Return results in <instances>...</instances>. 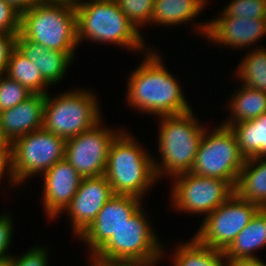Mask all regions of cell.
Wrapping results in <instances>:
<instances>
[{"instance_id":"1","label":"cell","mask_w":266,"mask_h":266,"mask_svg":"<svg viewBox=\"0 0 266 266\" xmlns=\"http://www.w3.org/2000/svg\"><path fill=\"white\" fill-rule=\"evenodd\" d=\"M144 54L142 64L131 72L128 80V104L158 118L191 111L179 82L164 67L158 51L151 49Z\"/></svg>"},{"instance_id":"2","label":"cell","mask_w":266,"mask_h":266,"mask_svg":"<svg viewBox=\"0 0 266 266\" xmlns=\"http://www.w3.org/2000/svg\"><path fill=\"white\" fill-rule=\"evenodd\" d=\"M144 212V213H143ZM140 208L91 256V266H155L163 259L155 231ZM163 254V255H162ZM161 257V258H160Z\"/></svg>"},{"instance_id":"3","label":"cell","mask_w":266,"mask_h":266,"mask_svg":"<svg viewBox=\"0 0 266 266\" xmlns=\"http://www.w3.org/2000/svg\"><path fill=\"white\" fill-rule=\"evenodd\" d=\"M78 44L83 39L111 42L137 52L147 50L143 36L114 0L75 2ZM141 49V50H140Z\"/></svg>"},{"instance_id":"4","label":"cell","mask_w":266,"mask_h":266,"mask_svg":"<svg viewBox=\"0 0 266 266\" xmlns=\"http://www.w3.org/2000/svg\"><path fill=\"white\" fill-rule=\"evenodd\" d=\"M121 132L112 141L104 176L114 195H130L143 199L147 189L158 181L154 160L133 135ZM137 142V143H136Z\"/></svg>"},{"instance_id":"5","label":"cell","mask_w":266,"mask_h":266,"mask_svg":"<svg viewBox=\"0 0 266 266\" xmlns=\"http://www.w3.org/2000/svg\"><path fill=\"white\" fill-rule=\"evenodd\" d=\"M20 33L47 49L75 52L78 46L75 3L37 2L21 14Z\"/></svg>"},{"instance_id":"6","label":"cell","mask_w":266,"mask_h":266,"mask_svg":"<svg viewBox=\"0 0 266 266\" xmlns=\"http://www.w3.org/2000/svg\"><path fill=\"white\" fill-rule=\"evenodd\" d=\"M194 116L191 110L179 115L160 117L158 148L161 163L154 159L157 178L166 173L174 177L192 170L206 128L200 126Z\"/></svg>"},{"instance_id":"7","label":"cell","mask_w":266,"mask_h":266,"mask_svg":"<svg viewBox=\"0 0 266 266\" xmlns=\"http://www.w3.org/2000/svg\"><path fill=\"white\" fill-rule=\"evenodd\" d=\"M93 94L81 88L55 98L47 93L42 128L66 140L90 130L102 121L98 100Z\"/></svg>"},{"instance_id":"8","label":"cell","mask_w":266,"mask_h":266,"mask_svg":"<svg viewBox=\"0 0 266 266\" xmlns=\"http://www.w3.org/2000/svg\"><path fill=\"white\" fill-rule=\"evenodd\" d=\"M204 133L197 149L195 163L190 172L228 181L233 187L246 158L242 155L235 133L220 124L209 134Z\"/></svg>"},{"instance_id":"9","label":"cell","mask_w":266,"mask_h":266,"mask_svg":"<svg viewBox=\"0 0 266 266\" xmlns=\"http://www.w3.org/2000/svg\"><path fill=\"white\" fill-rule=\"evenodd\" d=\"M11 147L14 179L22 185L29 177L43 174L65 158L66 139L42 128L19 137Z\"/></svg>"},{"instance_id":"10","label":"cell","mask_w":266,"mask_h":266,"mask_svg":"<svg viewBox=\"0 0 266 266\" xmlns=\"http://www.w3.org/2000/svg\"><path fill=\"white\" fill-rule=\"evenodd\" d=\"M259 209L234 193L204 218L194 237L203 245L225 251Z\"/></svg>"},{"instance_id":"11","label":"cell","mask_w":266,"mask_h":266,"mask_svg":"<svg viewBox=\"0 0 266 266\" xmlns=\"http://www.w3.org/2000/svg\"><path fill=\"white\" fill-rule=\"evenodd\" d=\"M172 206L178 211L208 216L234 194V187L225 180L185 172L174 177Z\"/></svg>"},{"instance_id":"12","label":"cell","mask_w":266,"mask_h":266,"mask_svg":"<svg viewBox=\"0 0 266 266\" xmlns=\"http://www.w3.org/2000/svg\"><path fill=\"white\" fill-rule=\"evenodd\" d=\"M101 121L90 130L66 140L65 158L82 178L105 174L109 148L121 132L103 128Z\"/></svg>"},{"instance_id":"13","label":"cell","mask_w":266,"mask_h":266,"mask_svg":"<svg viewBox=\"0 0 266 266\" xmlns=\"http://www.w3.org/2000/svg\"><path fill=\"white\" fill-rule=\"evenodd\" d=\"M142 200L130 195H114L99 211L92 224L79 236L94 255L141 207Z\"/></svg>"},{"instance_id":"14","label":"cell","mask_w":266,"mask_h":266,"mask_svg":"<svg viewBox=\"0 0 266 266\" xmlns=\"http://www.w3.org/2000/svg\"><path fill=\"white\" fill-rule=\"evenodd\" d=\"M113 196L112 187L104 175L82 178L76 194L63 211L70 215L74 235L79 237Z\"/></svg>"},{"instance_id":"15","label":"cell","mask_w":266,"mask_h":266,"mask_svg":"<svg viewBox=\"0 0 266 266\" xmlns=\"http://www.w3.org/2000/svg\"><path fill=\"white\" fill-rule=\"evenodd\" d=\"M218 18L195 26L207 39L220 45L234 49L247 47L263 38L266 34V19L240 18L225 15L223 12Z\"/></svg>"},{"instance_id":"16","label":"cell","mask_w":266,"mask_h":266,"mask_svg":"<svg viewBox=\"0 0 266 266\" xmlns=\"http://www.w3.org/2000/svg\"><path fill=\"white\" fill-rule=\"evenodd\" d=\"M42 175L45 212L49 219L56 218L76 194L82 177L66 159L58 161Z\"/></svg>"},{"instance_id":"17","label":"cell","mask_w":266,"mask_h":266,"mask_svg":"<svg viewBox=\"0 0 266 266\" xmlns=\"http://www.w3.org/2000/svg\"><path fill=\"white\" fill-rule=\"evenodd\" d=\"M45 100V94H32L16 106L0 112V129L9 143L42 129Z\"/></svg>"},{"instance_id":"18","label":"cell","mask_w":266,"mask_h":266,"mask_svg":"<svg viewBox=\"0 0 266 266\" xmlns=\"http://www.w3.org/2000/svg\"><path fill=\"white\" fill-rule=\"evenodd\" d=\"M16 48L38 66L43 79L50 85L60 82L75 52L50 50L25 38L20 32L16 36Z\"/></svg>"},{"instance_id":"19","label":"cell","mask_w":266,"mask_h":266,"mask_svg":"<svg viewBox=\"0 0 266 266\" xmlns=\"http://www.w3.org/2000/svg\"><path fill=\"white\" fill-rule=\"evenodd\" d=\"M234 193L260 208H266V158H248L240 170Z\"/></svg>"},{"instance_id":"20","label":"cell","mask_w":266,"mask_h":266,"mask_svg":"<svg viewBox=\"0 0 266 266\" xmlns=\"http://www.w3.org/2000/svg\"><path fill=\"white\" fill-rule=\"evenodd\" d=\"M266 246V208H260L224 251L227 260L258 258L253 252Z\"/></svg>"},{"instance_id":"21","label":"cell","mask_w":266,"mask_h":266,"mask_svg":"<svg viewBox=\"0 0 266 266\" xmlns=\"http://www.w3.org/2000/svg\"><path fill=\"white\" fill-rule=\"evenodd\" d=\"M207 0H154L151 24L175 26L190 22L207 6Z\"/></svg>"},{"instance_id":"22","label":"cell","mask_w":266,"mask_h":266,"mask_svg":"<svg viewBox=\"0 0 266 266\" xmlns=\"http://www.w3.org/2000/svg\"><path fill=\"white\" fill-rule=\"evenodd\" d=\"M229 101L231 118L221 124L230 128L239 122L256 119L266 111V93L245 85L238 88Z\"/></svg>"},{"instance_id":"23","label":"cell","mask_w":266,"mask_h":266,"mask_svg":"<svg viewBox=\"0 0 266 266\" xmlns=\"http://www.w3.org/2000/svg\"><path fill=\"white\" fill-rule=\"evenodd\" d=\"M231 129L246 159L266 158V111L256 119L234 124Z\"/></svg>"},{"instance_id":"24","label":"cell","mask_w":266,"mask_h":266,"mask_svg":"<svg viewBox=\"0 0 266 266\" xmlns=\"http://www.w3.org/2000/svg\"><path fill=\"white\" fill-rule=\"evenodd\" d=\"M5 75L19 82L33 94H47L49 84L43 79L37 65L32 63L16 47L12 50Z\"/></svg>"},{"instance_id":"25","label":"cell","mask_w":266,"mask_h":266,"mask_svg":"<svg viewBox=\"0 0 266 266\" xmlns=\"http://www.w3.org/2000/svg\"><path fill=\"white\" fill-rule=\"evenodd\" d=\"M174 254L173 266H226L227 263L224 251L203 245L195 237L189 243L179 244Z\"/></svg>"},{"instance_id":"26","label":"cell","mask_w":266,"mask_h":266,"mask_svg":"<svg viewBox=\"0 0 266 266\" xmlns=\"http://www.w3.org/2000/svg\"><path fill=\"white\" fill-rule=\"evenodd\" d=\"M237 74L243 85L266 93V49L259 48L245 55Z\"/></svg>"},{"instance_id":"27","label":"cell","mask_w":266,"mask_h":266,"mask_svg":"<svg viewBox=\"0 0 266 266\" xmlns=\"http://www.w3.org/2000/svg\"><path fill=\"white\" fill-rule=\"evenodd\" d=\"M128 20L139 30V26L150 24L154 0H114ZM146 23V24H145Z\"/></svg>"},{"instance_id":"28","label":"cell","mask_w":266,"mask_h":266,"mask_svg":"<svg viewBox=\"0 0 266 266\" xmlns=\"http://www.w3.org/2000/svg\"><path fill=\"white\" fill-rule=\"evenodd\" d=\"M32 94V92L19 82L9 78L5 74L0 75V112L16 106Z\"/></svg>"},{"instance_id":"29","label":"cell","mask_w":266,"mask_h":266,"mask_svg":"<svg viewBox=\"0 0 266 266\" xmlns=\"http://www.w3.org/2000/svg\"><path fill=\"white\" fill-rule=\"evenodd\" d=\"M222 12L231 17L266 19V0H233Z\"/></svg>"},{"instance_id":"30","label":"cell","mask_w":266,"mask_h":266,"mask_svg":"<svg viewBox=\"0 0 266 266\" xmlns=\"http://www.w3.org/2000/svg\"><path fill=\"white\" fill-rule=\"evenodd\" d=\"M21 14L5 0H0V33L18 34Z\"/></svg>"},{"instance_id":"31","label":"cell","mask_w":266,"mask_h":266,"mask_svg":"<svg viewBox=\"0 0 266 266\" xmlns=\"http://www.w3.org/2000/svg\"><path fill=\"white\" fill-rule=\"evenodd\" d=\"M47 248L32 247L22 256L14 257L11 256L9 259L10 266H47L48 265V255Z\"/></svg>"},{"instance_id":"32","label":"cell","mask_w":266,"mask_h":266,"mask_svg":"<svg viewBox=\"0 0 266 266\" xmlns=\"http://www.w3.org/2000/svg\"><path fill=\"white\" fill-rule=\"evenodd\" d=\"M13 221L9 215L2 214L0 215V262L8 261L12 255L8 254V248L10 246L11 237H12V229H13ZM7 252V253H6Z\"/></svg>"},{"instance_id":"33","label":"cell","mask_w":266,"mask_h":266,"mask_svg":"<svg viewBox=\"0 0 266 266\" xmlns=\"http://www.w3.org/2000/svg\"><path fill=\"white\" fill-rule=\"evenodd\" d=\"M17 34L0 33V75L5 74L12 50L16 47Z\"/></svg>"},{"instance_id":"34","label":"cell","mask_w":266,"mask_h":266,"mask_svg":"<svg viewBox=\"0 0 266 266\" xmlns=\"http://www.w3.org/2000/svg\"><path fill=\"white\" fill-rule=\"evenodd\" d=\"M5 171L9 174L10 183L16 185L12 171V148H0V179H3Z\"/></svg>"},{"instance_id":"35","label":"cell","mask_w":266,"mask_h":266,"mask_svg":"<svg viewBox=\"0 0 266 266\" xmlns=\"http://www.w3.org/2000/svg\"><path fill=\"white\" fill-rule=\"evenodd\" d=\"M11 5L18 13L22 14L33 7L39 0H5Z\"/></svg>"},{"instance_id":"36","label":"cell","mask_w":266,"mask_h":266,"mask_svg":"<svg viewBox=\"0 0 266 266\" xmlns=\"http://www.w3.org/2000/svg\"><path fill=\"white\" fill-rule=\"evenodd\" d=\"M226 266H266L259 258L227 260Z\"/></svg>"},{"instance_id":"37","label":"cell","mask_w":266,"mask_h":266,"mask_svg":"<svg viewBox=\"0 0 266 266\" xmlns=\"http://www.w3.org/2000/svg\"><path fill=\"white\" fill-rule=\"evenodd\" d=\"M0 148H12L11 143H9L4 135L2 134V131L0 129Z\"/></svg>"},{"instance_id":"38","label":"cell","mask_w":266,"mask_h":266,"mask_svg":"<svg viewBox=\"0 0 266 266\" xmlns=\"http://www.w3.org/2000/svg\"><path fill=\"white\" fill-rule=\"evenodd\" d=\"M39 1H49V2H75L76 0H39Z\"/></svg>"},{"instance_id":"39","label":"cell","mask_w":266,"mask_h":266,"mask_svg":"<svg viewBox=\"0 0 266 266\" xmlns=\"http://www.w3.org/2000/svg\"><path fill=\"white\" fill-rule=\"evenodd\" d=\"M0 266H10V262L8 261H1Z\"/></svg>"}]
</instances>
